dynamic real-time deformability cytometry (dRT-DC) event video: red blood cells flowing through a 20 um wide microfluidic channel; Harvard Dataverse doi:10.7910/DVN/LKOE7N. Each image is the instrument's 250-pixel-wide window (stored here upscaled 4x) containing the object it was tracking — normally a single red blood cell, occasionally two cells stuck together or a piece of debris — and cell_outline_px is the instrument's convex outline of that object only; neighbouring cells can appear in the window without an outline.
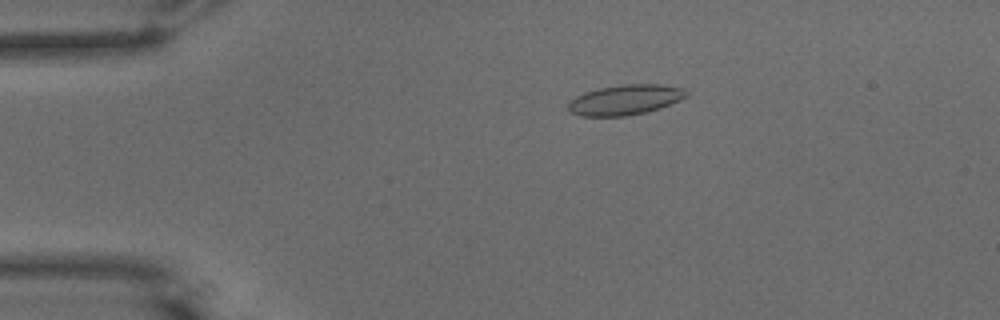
{"species": "common noctule bat (a hibernating species)", "species_latin": "Nyctalus noctula", "temperature_condition": "warm", "stored_images_in_passage": 55, "camera_frame_rate_fps": 3000, "um_per_image_px": 0.085, "animal": {"sex": "male", "body_mass_g": 15.6}, "frame": {"image": 1, "passage_image": 11, "time_ms": 3.333, "image_size_px": [1000, 320], "cell_outline_px": [[688, 96], [660, 108], [644, 112], [624, 116], [580, 116], [572, 112], [568, 108], [568, 104], [576, 96], [584, 92], [596, 88], [620, 84], [660, 84], [684, 88], [688, 92]], "centroid_in_image_um": [53.14, 8.46], "position_along_channel_um": 31.9, "area_um2": 20.75}}
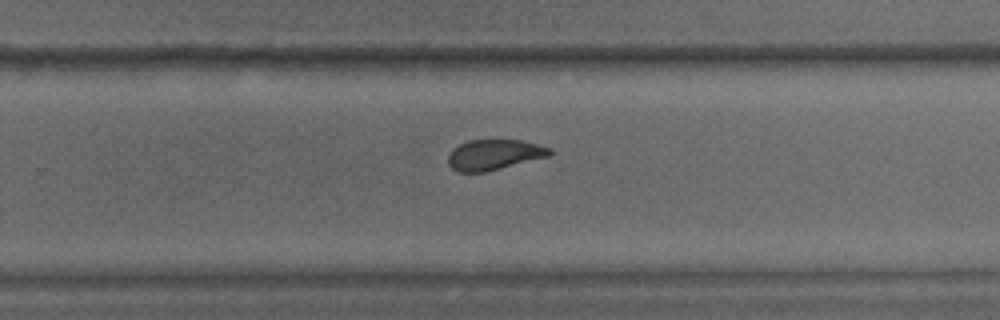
{"frame": {"image": 2, "passage_image": 36, "time_ms": 11.667, "image_size_px": [1000, 320], "cell_outline_px": [[552, 152], [548, 156], [484, 172], [460, 172], [452, 168], [448, 164], [448, 156], [452, 148], [468, 140], [520, 140], [552, 148]], "centroid_in_image_um": [41.97, 13.14], "position_along_channel_um": 287.8, "area_um2": 17.8}}
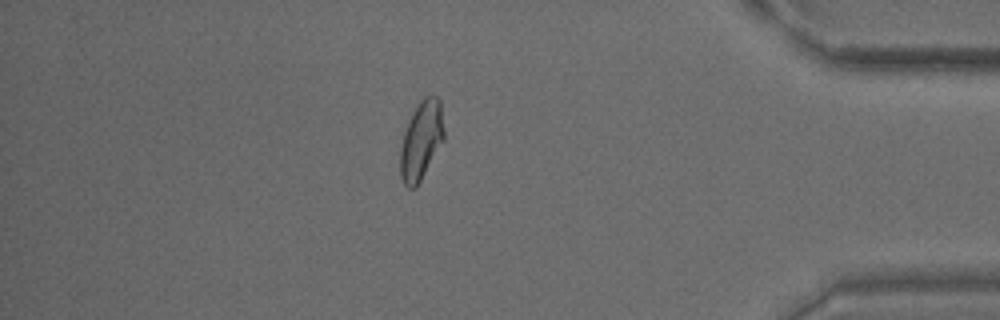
{"frame": {"image": 3, "passage_image": 48, "time_ms": 15.667, "image_size_px": [1000, 320], "cell_outline_px": [[444, 140], [416, 188], [408, 188], [404, 184], [400, 176], [400, 148], [404, 132], [412, 112], [420, 100], [424, 96], [436, 96], [440, 100], [444, 132]], "centroid_in_image_um": [35.8, 11.94], "position_along_channel_um": 399.4, "area_um2": 20.06}, "authors_computed_cell_mechanics": {"area_um2": 19.8832, "velocity_mm_per_s": 3.6603, "shape_relaxation_time_tau1_ms": 8.6767, "shape_relaxation_time_tau2_ms": 1.3812, "deformation_change_tau1": 0.2109, "deformation_change_tau2": 0.0666}}